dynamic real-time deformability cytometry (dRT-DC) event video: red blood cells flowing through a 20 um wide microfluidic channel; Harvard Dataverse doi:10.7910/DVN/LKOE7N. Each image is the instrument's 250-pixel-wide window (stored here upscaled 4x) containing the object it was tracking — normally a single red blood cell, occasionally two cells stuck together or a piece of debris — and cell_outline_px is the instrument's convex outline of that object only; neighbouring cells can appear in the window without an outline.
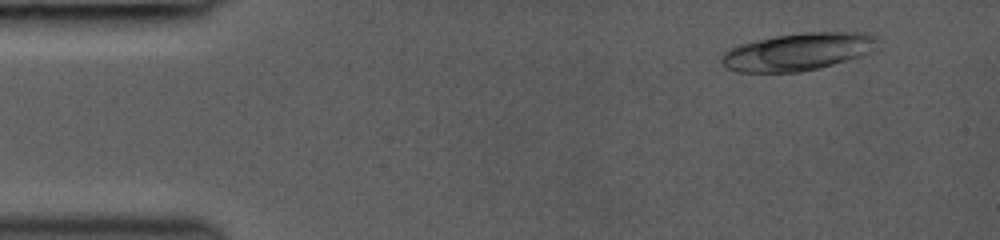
{"species": "common noctule bat (a hibernating species)", "species_latin": "Nyctalus noctula", "temperature_condition": "room temperature", "stored_images_in_passage": 46, "segment_of_instrument_passage": [1, 2], "camera_frame_rate_fps": 3000, "um_per_image_px": 0.085, "animal": {"sex": "female", "body_mass_g": 19.0, "forearm_length_mm": 53.3}, "frame": {"image": 1, "passage_image": 4, "time_ms": 1.0, "image_size_px": [1000, 240], "cell_outline_px": [[880, 40], [876, 52], [832, 64], [800, 72], [736, 72], [720, 64], [720, 56], [728, 48], [740, 44], [756, 40], [776, 36], [804, 32], [868, 32], [876, 36]], "centroid_in_image_um": [67.87, 4.39], "position_along_channel_um": 17.1, "area_um2": 34.56}}
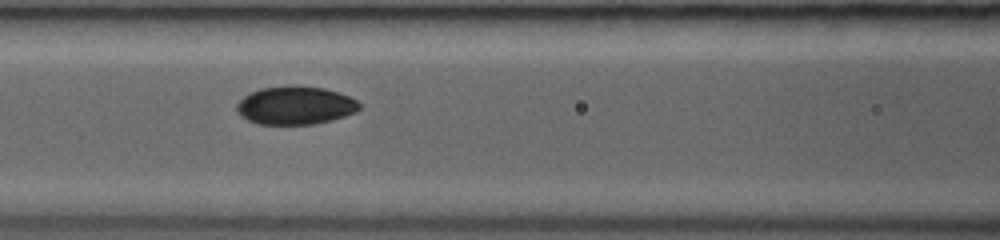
{"frame": {"image": 2, "passage_image": 20, "time_ms": 6.333, "image_size_px": [1000, 240], "cell_outline_px": [[360, 108], [356, 112], [332, 120], [312, 124], [256, 124], [240, 116], [236, 112], [236, 104], [244, 96], [260, 88], [324, 88], [348, 96], [356, 100], [360, 104]], "centroid_in_image_um": [25.08, 9.01], "position_along_channel_um": 141.5, "area_um2": 26.59}}
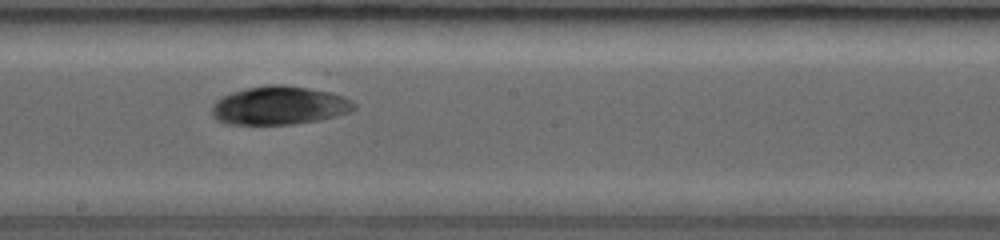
{"frame": {"image": 3, "passage_image": 26, "time_ms": 8.333, "image_size_px": [1000, 240], "cell_outline_px": [[356, 108], [348, 112], [336, 116], [320, 120], [292, 124], [228, 124], [216, 120], [212, 116], [212, 104], [216, 100], [232, 92], [248, 88], [268, 84], [284, 84], [332, 92], [344, 96], [352, 100], [356, 104]], "centroid_in_image_um": [23.76, 8.96], "position_along_channel_um": 224.4, "area_um2": 32.02}}